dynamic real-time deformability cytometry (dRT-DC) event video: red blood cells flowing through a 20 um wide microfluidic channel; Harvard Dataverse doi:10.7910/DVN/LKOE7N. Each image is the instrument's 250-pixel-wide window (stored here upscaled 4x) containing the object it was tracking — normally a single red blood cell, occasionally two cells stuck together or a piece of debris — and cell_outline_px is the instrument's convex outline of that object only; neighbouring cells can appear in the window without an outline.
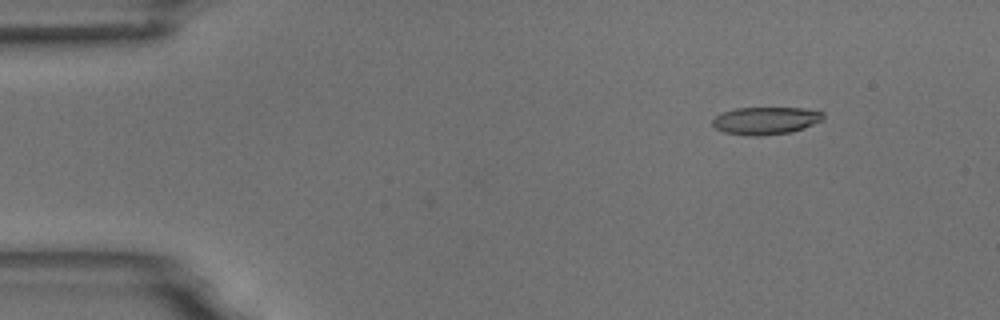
{"species": "common noctule bat (a hibernating species)", "species_latin": "Nyctalus noctula", "temperature_condition": "room temperature", "stored_images_in_passage": 5, "camera_frame_rate_fps": 3000, "um_per_image_px": 0.085, "animal": {"sex": "male", "body_mass_g": 18.8}, "frame": {"image": 1, "passage_image": 2, "time_ms": 1.333, "image_size_px": [1000, 320], "cell_outline_px": [[824, 120], [804, 128], [792, 132], [760, 136], [752, 136], [724, 132], [716, 128], [712, 124], [712, 120], [716, 116], [724, 112], [736, 108], [808, 108], [824, 112]], "centroid_in_image_um": [65.14, 10.25], "position_along_channel_um": 19.9, "area_um2": 17.86}}
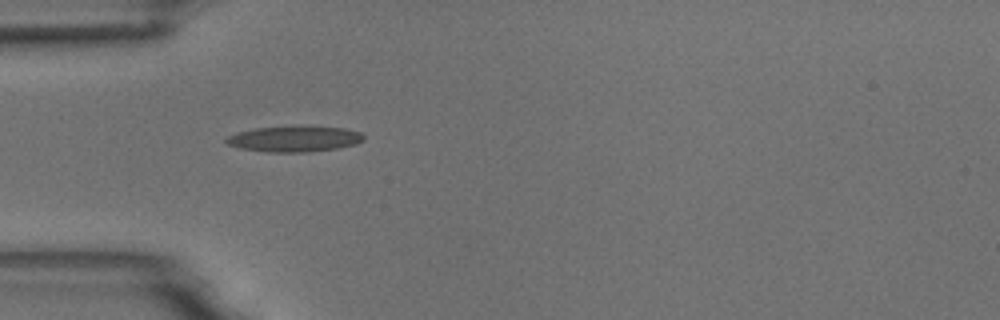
{"frame": {"image": 2, "passage_image": 5, "time_ms": 4.667, "image_size_px": [1000, 320], "cell_outline_px": [[364, 140], [356, 144], [336, 148], [308, 152], [268, 152], [240, 148], [228, 144], [224, 140], [228, 136], [236, 132], [256, 128], [300, 124], [344, 128], [360, 132], [364, 136]], "centroid_in_image_um": [25.03, 11.77], "position_along_channel_um": 60.0, "area_um2": 21.15}}